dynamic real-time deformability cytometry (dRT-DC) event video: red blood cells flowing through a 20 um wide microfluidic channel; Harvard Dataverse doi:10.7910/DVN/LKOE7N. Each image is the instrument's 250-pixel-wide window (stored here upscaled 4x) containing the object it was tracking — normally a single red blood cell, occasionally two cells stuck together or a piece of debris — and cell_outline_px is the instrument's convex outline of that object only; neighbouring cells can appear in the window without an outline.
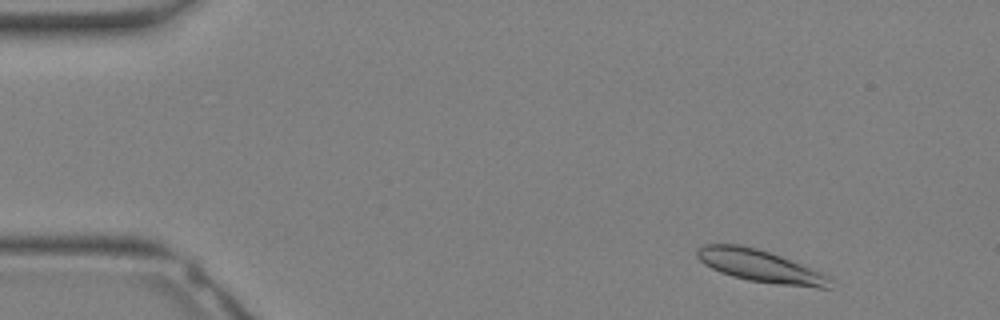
{"species": "Egyptian fruit bat (a non-hibernating species)", "species_latin": "Rousettus aegyptiacus", "temperature_condition": "warm", "stored_images_in_passage": 31, "camera_frame_rate_fps": 3000, "um_per_image_px": 0.085, "animal": {"sex": "female"}, "frame": {"image": 1, "passage_image": 2, "time_ms": 0.333, "image_size_px": [1000, 320], "cell_outline_px": [[832, 280], [828, 288], [816, 288], [776, 284], [748, 280], [732, 276], [720, 272], [704, 264], [696, 256], [696, 248], [704, 244], [740, 244], [756, 248], [780, 256], [812, 268], [828, 276]], "centroid_in_image_um": [64.59, 22.61], "position_along_channel_um": 20.4, "area_um2": 24.91}}
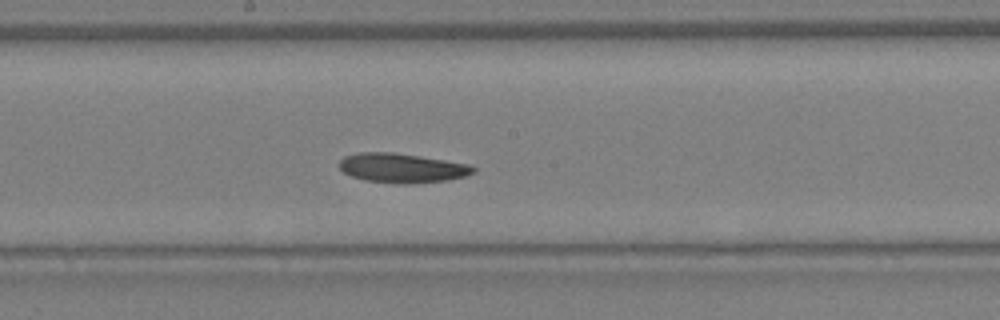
{"frame": {"image": 2, "passage_image": 16, "time_ms": 5.0, "image_size_px": [1000, 320], "cell_outline_px": [[476, 172], [464, 176], [448, 180], [408, 184], [396, 184], [364, 180], [352, 176], [344, 172], [340, 168], [340, 160], [344, 156], [360, 152], [396, 152], [468, 164], [476, 168]], "centroid_in_image_um": [34.17, 14.28], "position_along_channel_um": 214.0, "area_um2": 23.0}}
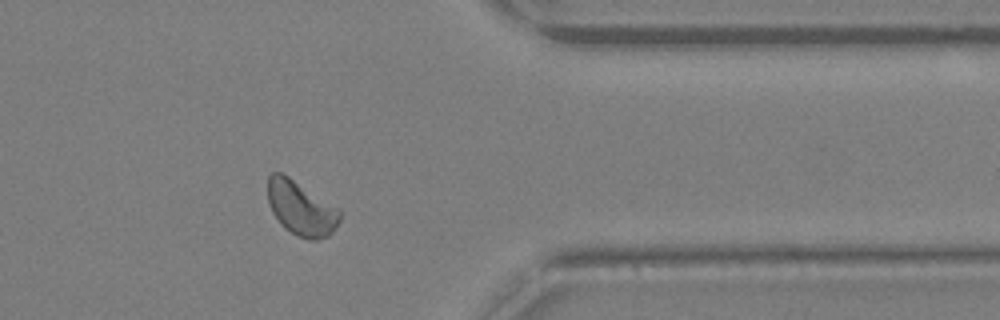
{"frame": {"image": 3, "passage_image": 25, "time_ms": 8.0, "image_size_px": [1000, 320], "cell_outline_px": [[340, 220], [332, 232], [328, 236], [316, 240], [308, 240], [284, 228], [280, 224], [272, 212], [268, 204], [268, 176], [272, 172], [280, 172], [288, 176], [340, 208]], "centroid_in_image_um": [25.59, 17.7], "position_along_channel_um": 385.8, "area_um2": 22.89}}